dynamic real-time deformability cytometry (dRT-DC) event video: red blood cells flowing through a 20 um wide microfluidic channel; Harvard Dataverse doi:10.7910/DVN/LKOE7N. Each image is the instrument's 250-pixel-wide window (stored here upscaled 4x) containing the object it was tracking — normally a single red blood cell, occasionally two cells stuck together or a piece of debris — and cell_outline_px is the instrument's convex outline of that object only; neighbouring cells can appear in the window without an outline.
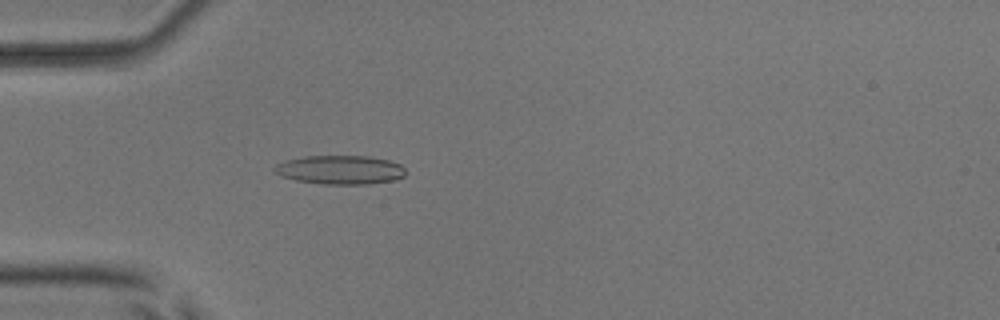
{"species": "common noctule bat (a hibernating species)", "species_latin": "Nyctalus noctula", "temperature_condition": "room temperature", "stored_images_in_passage": 5, "camera_frame_rate_fps": 3000, "um_per_image_px": 0.085, "animal": {"sex": "male", "body_mass_g": 17.9, "forearm_length_mm": 54.2}, "frame": {"image": 1, "passage_image": 5, "time_ms": 4.667, "image_size_px": [1000, 320], "cell_outline_px": [[404, 176], [396, 180], [368, 184], [324, 184], [296, 180], [280, 176], [272, 168], [276, 164], [284, 160], [304, 156], [368, 156], [388, 160], [400, 164], [404, 168]], "centroid_in_image_um": [28.89, 14.43], "position_along_channel_um": 56.1, "area_um2": 22.14}}